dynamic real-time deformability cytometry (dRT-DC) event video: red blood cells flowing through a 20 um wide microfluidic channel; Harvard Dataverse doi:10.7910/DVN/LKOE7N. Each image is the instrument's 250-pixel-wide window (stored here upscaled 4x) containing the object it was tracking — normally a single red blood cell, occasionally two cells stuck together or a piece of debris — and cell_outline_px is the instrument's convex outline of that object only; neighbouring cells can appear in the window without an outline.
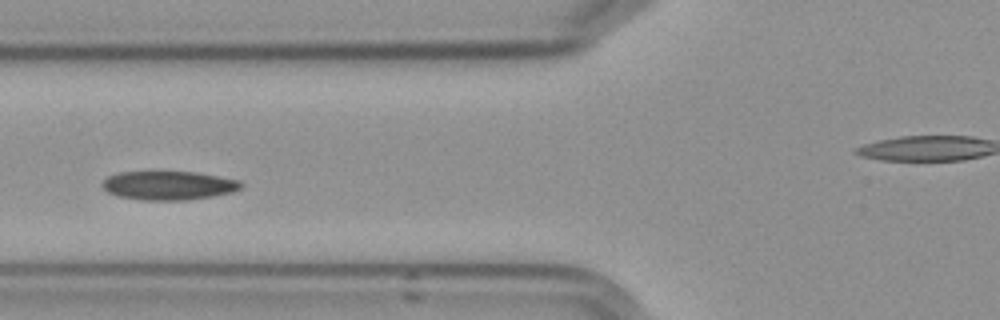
{"species": "Egyptian fruit bat (a non-hibernating species)", "species_latin": "Rousettus aegyptiacus", "temperature_condition": "cold", "stored_images_in_passage": 5, "segment_of_instrument_passage": [1, 2], "camera_frame_rate_fps": 3000, "um_per_image_px": 0.085, "frame": {"image": 1, "passage_image": 4, "time_ms": 3.667, "image_size_px": [1000, 320], "cell_outline_px": [[244, 184], [240, 188], [232, 192], [212, 196], [188, 200], [140, 200], [116, 196], [108, 192], [100, 184], [108, 176], [120, 172], [196, 172], [240, 180]], "centroid_in_image_um": [14.32, 15.77], "position_along_channel_um": 111.5, "area_um2": 23.35}}